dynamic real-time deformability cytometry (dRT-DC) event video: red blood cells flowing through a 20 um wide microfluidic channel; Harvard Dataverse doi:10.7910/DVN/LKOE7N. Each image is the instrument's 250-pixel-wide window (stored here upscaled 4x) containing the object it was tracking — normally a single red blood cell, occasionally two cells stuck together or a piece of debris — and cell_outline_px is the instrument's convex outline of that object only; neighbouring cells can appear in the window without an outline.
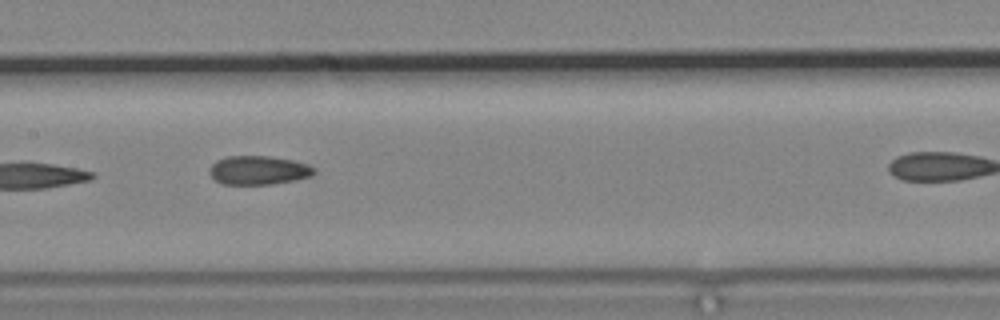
{"species": "common noctule bat (a hibernating species)", "species_latin": "Nyctalus noctula", "temperature_condition": "cold", "stored_images_in_passage": 8, "camera_frame_rate_fps": 3000, "um_per_image_px": 0.085, "animal": {"sex": "male", "body_mass_g": 19.2, "forearm_length_mm": 51.8}, "frame": {"image": 1, "passage_image": 4, "time_ms": 4.333, "image_size_px": [1000, 320], "cell_outline_px": [[312, 172], [308, 176], [292, 180], [272, 184], [220, 184], [208, 172], [208, 168], [216, 160], [228, 156], [268, 156], [288, 160], [304, 164], [312, 168]], "centroid_in_image_um": [21.82, 14.47], "position_along_channel_um": 185.6, "area_um2": 17.05}}
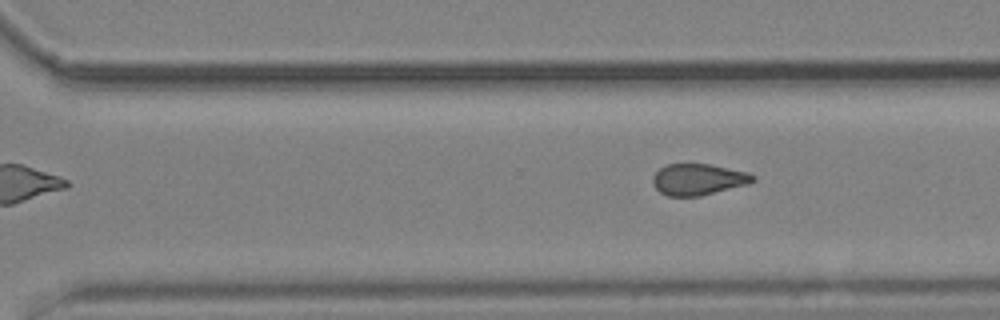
{"frame": {"image": 2, "passage_image": 8, "time_ms": 9.333, "image_size_px": [1000, 320], "cell_outline_px": [[756, 180], [748, 184], [700, 196], [668, 196], [660, 192], [652, 184], [652, 176], [660, 168], [668, 164], [708, 164], [748, 172], [756, 176]], "centroid_in_image_um": [59.35, 15.25], "position_along_channel_um": 311.3, "area_um2": 18.26}}